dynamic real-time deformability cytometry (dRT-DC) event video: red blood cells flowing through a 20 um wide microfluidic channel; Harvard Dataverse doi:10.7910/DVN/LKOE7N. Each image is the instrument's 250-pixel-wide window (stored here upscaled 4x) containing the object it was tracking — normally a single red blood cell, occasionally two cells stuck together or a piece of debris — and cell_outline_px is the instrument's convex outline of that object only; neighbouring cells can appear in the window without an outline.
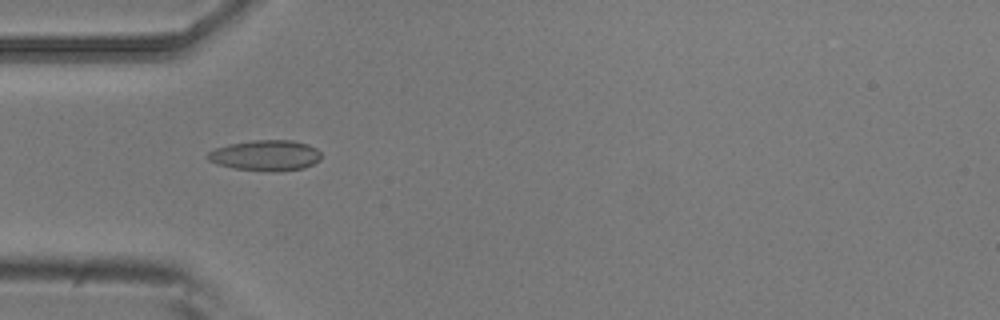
{"species": "common noctule bat (a hibernating species)", "species_latin": "Nyctalus noctula", "temperature_condition": "room temperature", "stored_images_in_passage": 5, "camera_frame_rate_fps": 3000, "um_per_image_px": 0.085, "animal": {"sex": "male", "body_mass_g": 20.5, "forearm_length_mm": 52.5}, "frame": {"image": 1, "passage_image": 4, "time_ms": 1.0, "image_size_px": [1000, 320], "cell_outline_px": [[320, 160], [304, 168], [236, 168], [216, 164], [208, 160], [204, 156], [212, 148], [228, 144], [252, 140], [292, 140], [308, 144], [316, 148], [320, 152]], "centroid_in_image_um": [22.51, 13.14], "position_along_channel_um": 62.5, "area_um2": 19.48}}
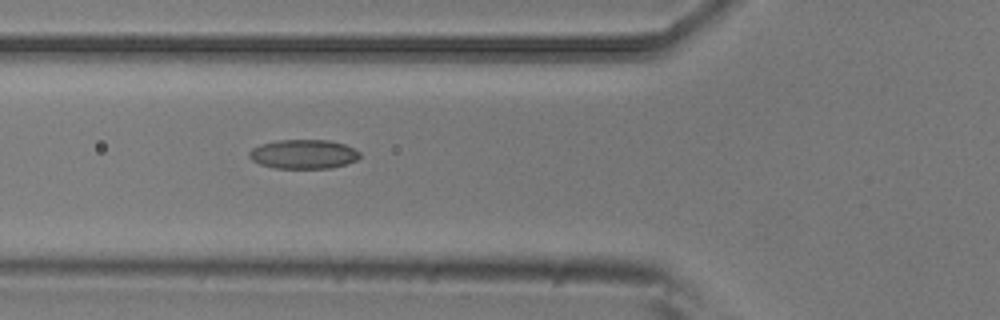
{"frame": {"image": 2, "passage_image": 5, "time_ms": 1.333, "image_size_px": [1000, 320], "cell_outline_px": [[360, 156], [356, 160], [344, 164], [328, 168], [276, 168], [260, 164], [252, 160], [248, 156], [248, 152], [252, 148], [260, 144], [280, 140], [328, 140], [344, 144], [360, 152]], "centroid_in_image_um": [25.76, 13.1], "position_along_channel_um": 100.0, "area_um2": 18.67}}